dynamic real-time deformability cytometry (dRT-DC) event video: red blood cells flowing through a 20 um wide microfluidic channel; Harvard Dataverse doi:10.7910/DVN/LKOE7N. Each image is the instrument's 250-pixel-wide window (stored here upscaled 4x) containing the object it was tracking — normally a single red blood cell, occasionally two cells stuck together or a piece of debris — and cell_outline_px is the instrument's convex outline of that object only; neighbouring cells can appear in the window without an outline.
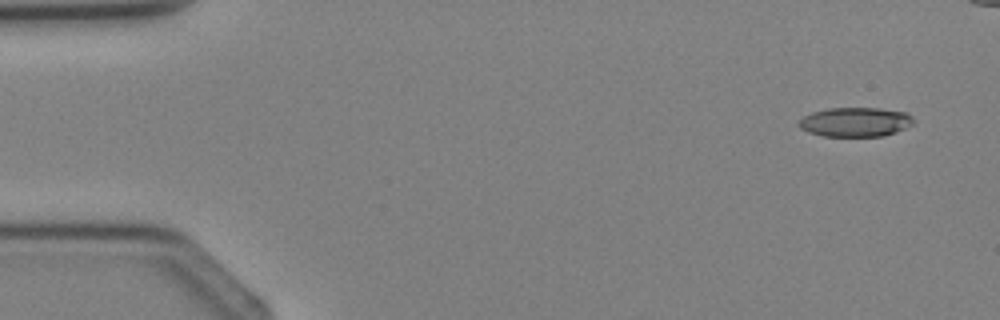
{"species": "Egyptian fruit bat (a non-hibernating species)", "species_latin": "Rousettus aegyptiacus", "temperature_condition": "cold", "stored_images_in_passage": 4, "camera_frame_rate_fps": 3000, "um_per_image_px": 0.085, "animal": {"sex": "female"}, "frame": {"image": 1, "passage_image": 1, "time_ms": 0.0, "image_size_px": [1000, 320], "cell_outline_px": [[916, 120], [912, 124], [896, 132], [884, 136], [824, 136], [808, 132], [800, 128], [796, 124], [804, 116], [812, 112], [828, 108], [880, 108], [908, 112]], "centroid_in_image_um": [72.72, 10.36], "position_along_channel_um": 12.3, "area_um2": 19.77}}